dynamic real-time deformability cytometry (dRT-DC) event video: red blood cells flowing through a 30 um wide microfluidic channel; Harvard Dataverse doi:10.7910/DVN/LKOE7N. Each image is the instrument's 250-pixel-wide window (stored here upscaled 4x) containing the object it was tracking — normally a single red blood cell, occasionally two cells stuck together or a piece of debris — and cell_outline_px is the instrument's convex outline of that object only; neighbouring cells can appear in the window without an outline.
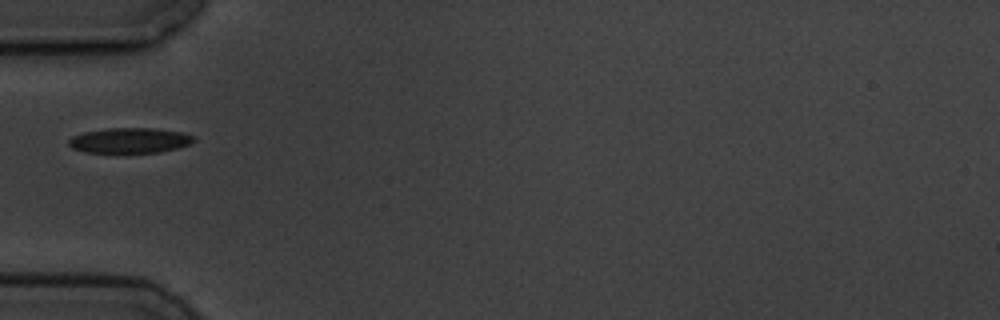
{"species": "common noctule bat (a hibernating species)", "species_latin": "Nyctalus noctula", "temperature_condition": "cold", "stored_images_in_passage": 1, "camera_frame_rate_fps": 3000, "um_per_image_px": 0.085, "animal": {"sex": "male", "body_mass_g": 19.5, "forearm_length_mm": 54.6}, "frame": {"image": 1, "passage_image": 1, "time_ms": 0.0, "image_size_px": [1000, 320], "cell_outline_px": [[196, 140], [188, 144], [176, 148], [160, 152], [84, 152], [72, 148], [68, 144], [68, 140], [72, 136], [84, 132], [108, 128], [152, 128], [180, 132], [196, 136]], "centroid_in_image_um": [11.01, 11.93], "position_along_channel_um": 74.0, "area_um2": 18.26}}